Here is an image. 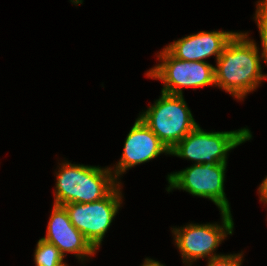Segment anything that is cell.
<instances>
[{
    "label": "cell",
    "mask_w": 267,
    "mask_h": 266,
    "mask_svg": "<svg viewBox=\"0 0 267 266\" xmlns=\"http://www.w3.org/2000/svg\"><path fill=\"white\" fill-rule=\"evenodd\" d=\"M112 168L64 162L56 174L54 205L92 203L105 198L118 184Z\"/></svg>",
    "instance_id": "cell-2"
},
{
    "label": "cell",
    "mask_w": 267,
    "mask_h": 266,
    "mask_svg": "<svg viewBox=\"0 0 267 266\" xmlns=\"http://www.w3.org/2000/svg\"><path fill=\"white\" fill-rule=\"evenodd\" d=\"M139 118L169 151L198 125L183 95L164 92Z\"/></svg>",
    "instance_id": "cell-3"
},
{
    "label": "cell",
    "mask_w": 267,
    "mask_h": 266,
    "mask_svg": "<svg viewBox=\"0 0 267 266\" xmlns=\"http://www.w3.org/2000/svg\"><path fill=\"white\" fill-rule=\"evenodd\" d=\"M254 18L260 32V39L262 44L261 58L267 63V0L258 1Z\"/></svg>",
    "instance_id": "cell-13"
},
{
    "label": "cell",
    "mask_w": 267,
    "mask_h": 266,
    "mask_svg": "<svg viewBox=\"0 0 267 266\" xmlns=\"http://www.w3.org/2000/svg\"><path fill=\"white\" fill-rule=\"evenodd\" d=\"M247 33L236 32L216 60L215 85L242 100L254 91L267 74L261 71V56Z\"/></svg>",
    "instance_id": "cell-1"
},
{
    "label": "cell",
    "mask_w": 267,
    "mask_h": 266,
    "mask_svg": "<svg viewBox=\"0 0 267 266\" xmlns=\"http://www.w3.org/2000/svg\"><path fill=\"white\" fill-rule=\"evenodd\" d=\"M120 183L103 199L63 205L71 223L97 250L122 203Z\"/></svg>",
    "instance_id": "cell-7"
},
{
    "label": "cell",
    "mask_w": 267,
    "mask_h": 266,
    "mask_svg": "<svg viewBox=\"0 0 267 266\" xmlns=\"http://www.w3.org/2000/svg\"><path fill=\"white\" fill-rule=\"evenodd\" d=\"M227 163L193 164L190 167L168 175L170 184L167 191L180 189L197 196L208 198L220 211H230V205L224 192Z\"/></svg>",
    "instance_id": "cell-6"
},
{
    "label": "cell",
    "mask_w": 267,
    "mask_h": 266,
    "mask_svg": "<svg viewBox=\"0 0 267 266\" xmlns=\"http://www.w3.org/2000/svg\"><path fill=\"white\" fill-rule=\"evenodd\" d=\"M242 258V253L233 255L221 254L220 256L208 260L207 266H241Z\"/></svg>",
    "instance_id": "cell-14"
},
{
    "label": "cell",
    "mask_w": 267,
    "mask_h": 266,
    "mask_svg": "<svg viewBox=\"0 0 267 266\" xmlns=\"http://www.w3.org/2000/svg\"><path fill=\"white\" fill-rule=\"evenodd\" d=\"M64 256L52 244L44 239H39L36 245L34 260L36 266H63Z\"/></svg>",
    "instance_id": "cell-12"
},
{
    "label": "cell",
    "mask_w": 267,
    "mask_h": 266,
    "mask_svg": "<svg viewBox=\"0 0 267 266\" xmlns=\"http://www.w3.org/2000/svg\"><path fill=\"white\" fill-rule=\"evenodd\" d=\"M45 241L52 243L65 257V253H73L80 260L93 256L96 249L71 223L68 213L63 206L53 205L49 218Z\"/></svg>",
    "instance_id": "cell-10"
},
{
    "label": "cell",
    "mask_w": 267,
    "mask_h": 266,
    "mask_svg": "<svg viewBox=\"0 0 267 266\" xmlns=\"http://www.w3.org/2000/svg\"><path fill=\"white\" fill-rule=\"evenodd\" d=\"M142 266H165V265L153 259L146 258Z\"/></svg>",
    "instance_id": "cell-16"
},
{
    "label": "cell",
    "mask_w": 267,
    "mask_h": 266,
    "mask_svg": "<svg viewBox=\"0 0 267 266\" xmlns=\"http://www.w3.org/2000/svg\"><path fill=\"white\" fill-rule=\"evenodd\" d=\"M162 153L170 154V151L138 117L126 137L121 159L112 171L114 177L118 180L128 168L149 162Z\"/></svg>",
    "instance_id": "cell-9"
},
{
    "label": "cell",
    "mask_w": 267,
    "mask_h": 266,
    "mask_svg": "<svg viewBox=\"0 0 267 266\" xmlns=\"http://www.w3.org/2000/svg\"><path fill=\"white\" fill-rule=\"evenodd\" d=\"M235 33L233 31H200L178 39L165 48L180 60L205 61L204 59L212 55L216 56L217 60Z\"/></svg>",
    "instance_id": "cell-11"
},
{
    "label": "cell",
    "mask_w": 267,
    "mask_h": 266,
    "mask_svg": "<svg viewBox=\"0 0 267 266\" xmlns=\"http://www.w3.org/2000/svg\"><path fill=\"white\" fill-rule=\"evenodd\" d=\"M160 64L151 68L147 76L161 80V92L183 95L182 87L201 88L215 85L214 66L207 61L189 62L175 58L166 48L159 52Z\"/></svg>",
    "instance_id": "cell-5"
},
{
    "label": "cell",
    "mask_w": 267,
    "mask_h": 266,
    "mask_svg": "<svg viewBox=\"0 0 267 266\" xmlns=\"http://www.w3.org/2000/svg\"><path fill=\"white\" fill-rule=\"evenodd\" d=\"M251 138L248 128L205 132L197 125L170 150V155L195 161V164L227 163L228 152Z\"/></svg>",
    "instance_id": "cell-4"
},
{
    "label": "cell",
    "mask_w": 267,
    "mask_h": 266,
    "mask_svg": "<svg viewBox=\"0 0 267 266\" xmlns=\"http://www.w3.org/2000/svg\"><path fill=\"white\" fill-rule=\"evenodd\" d=\"M222 225L218 224H188L185 227L173 228L175 244L181 252L183 263L191 265L193 261L208 257V260L220 256L214 250L220 243L233 233L231 212L221 211Z\"/></svg>",
    "instance_id": "cell-8"
},
{
    "label": "cell",
    "mask_w": 267,
    "mask_h": 266,
    "mask_svg": "<svg viewBox=\"0 0 267 266\" xmlns=\"http://www.w3.org/2000/svg\"><path fill=\"white\" fill-rule=\"evenodd\" d=\"M260 201L267 203V176L260 184L259 188Z\"/></svg>",
    "instance_id": "cell-15"
}]
</instances>
